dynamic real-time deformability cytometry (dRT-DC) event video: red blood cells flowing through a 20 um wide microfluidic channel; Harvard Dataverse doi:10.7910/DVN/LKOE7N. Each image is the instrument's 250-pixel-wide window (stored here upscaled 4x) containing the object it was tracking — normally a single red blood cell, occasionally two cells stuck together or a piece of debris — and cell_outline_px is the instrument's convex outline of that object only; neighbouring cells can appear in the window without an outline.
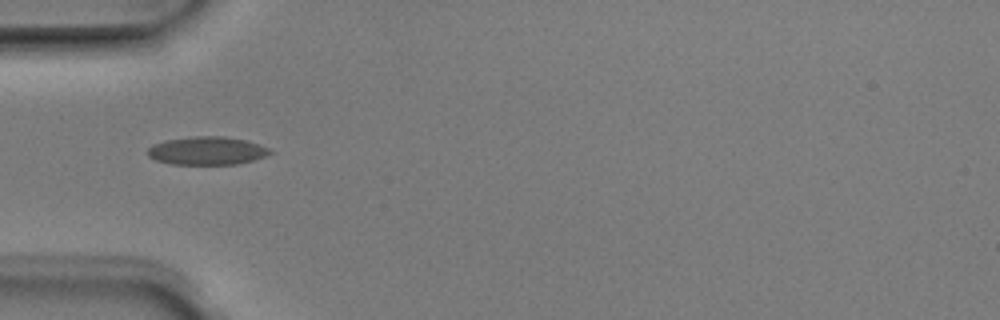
{"species": "Egyptian fruit bat (a non-hibernating species)", "species_latin": "Rousettus aegyptiacus", "temperature_condition": "room temperature", "stored_images_in_passage": 7, "camera_frame_rate_fps": 3000, "um_per_image_px": 0.085, "animal": {"sex": "male"}, "frame": {"image": 1, "passage_image": 4, "time_ms": 1.0, "image_size_px": [1000, 320], "cell_outline_px": [[272, 152], [264, 156], [252, 160], [236, 164], [172, 164], [156, 160], [148, 156], [148, 148], [152, 144], [164, 140], [192, 136], [224, 136], [248, 140], [268, 148]], "centroid_in_image_um": [17.56, 12.8], "position_along_channel_um": 67.4, "area_um2": 20.06}}
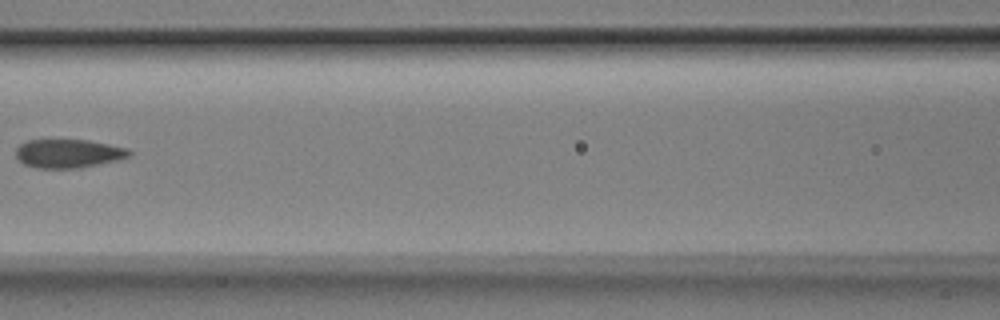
{"frame": {"image": 2, "passage_image": 6, "time_ms": 1.667, "image_size_px": [1000, 320], "cell_outline_px": [[132, 152], [128, 156], [116, 160], [80, 168], [36, 168], [24, 164], [16, 156], [16, 148], [20, 144], [28, 140], [88, 140], [128, 148]], "centroid_in_image_um": [5.79, 13.04], "position_along_channel_um": 160.8, "area_um2": 18.79}}
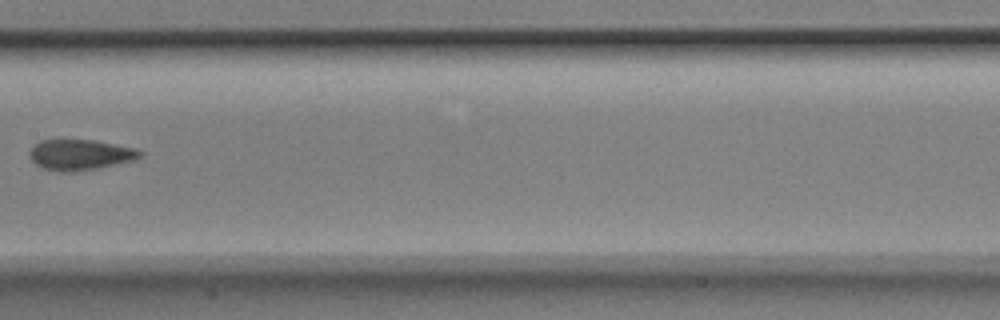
{"frame": {"image": 3, "passage_image": 7, "time_ms": 2.0, "image_size_px": [1000, 320], "cell_outline_px": [[144, 156], [136, 160], [96, 168], [72, 172], [60, 172], [44, 168], [36, 164], [28, 156], [28, 152], [40, 140], [92, 140], [136, 148], [144, 152]], "centroid_in_image_um": [6.85, 13.15], "position_along_channel_um": 200.6, "area_um2": 19.71}}